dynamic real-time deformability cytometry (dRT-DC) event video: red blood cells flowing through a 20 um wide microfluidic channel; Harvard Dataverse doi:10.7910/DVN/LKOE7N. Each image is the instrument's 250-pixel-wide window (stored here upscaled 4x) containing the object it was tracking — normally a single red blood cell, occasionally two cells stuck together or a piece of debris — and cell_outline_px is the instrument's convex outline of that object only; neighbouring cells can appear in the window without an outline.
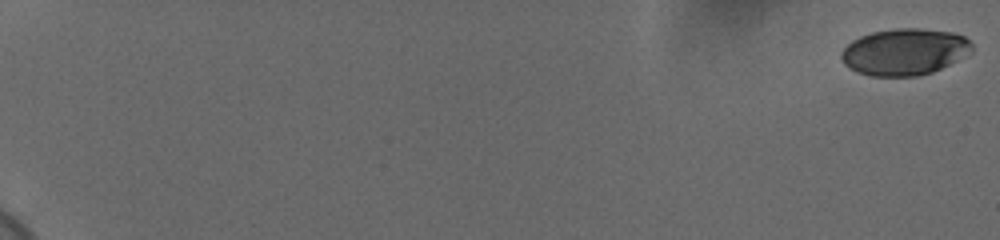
{"species": "human", "species_latin": "Homo sapiens", "temperature_condition": "cold", "stored_images_in_passage": 21, "camera_frame_rate_fps": 3000, "um_per_image_px": 0.085, "donor": {"sex": "female"}, "frame": {"image": 1, "passage_image": 1, "time_ms": 0.0, "image_size_px": [1000, 240], "cell_outline_px": [[972, 52], [932, 72], [920, 76], [872, 76], [856, 72], [848, 68], [844, 64], [840, 56], [840, 52], [852, 40], [860, 36], [872, 32], [896, 28], [920, 28], [952, 32], [964, 36], [972, 44]], "centroid_in_image_um": [76.85, 4.4], "position_along_channel_um": 8.1, "area_um2": 35.55}}
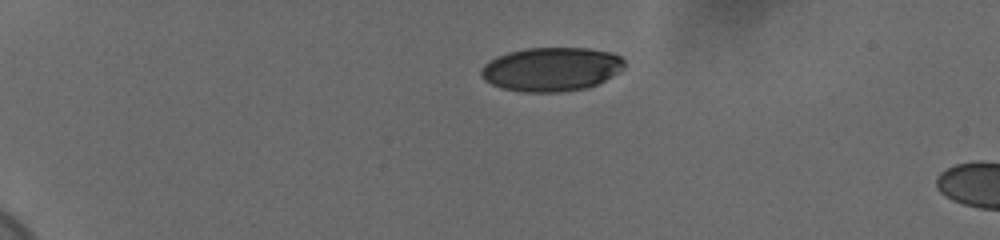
{"frame": {"image": 2, "passage_image": 16, "time_ms": 5.0, "image_size_px": [1000, 240], "cell_outline_px": [[624, 68], [612, 76], [588, 88], [560, 92], [524, 92], [500, 88], [484, 80], [480, 76], [480, 68], [488, 60], [496, 56], [508, 52], [524, 48], [588, 48], [612, 52], [620, 56], [624, 60]], "centroid_in_image_um": [46.83, 5.88], "position_along_channel_um": 38.2, "area_um2": 36.99}}